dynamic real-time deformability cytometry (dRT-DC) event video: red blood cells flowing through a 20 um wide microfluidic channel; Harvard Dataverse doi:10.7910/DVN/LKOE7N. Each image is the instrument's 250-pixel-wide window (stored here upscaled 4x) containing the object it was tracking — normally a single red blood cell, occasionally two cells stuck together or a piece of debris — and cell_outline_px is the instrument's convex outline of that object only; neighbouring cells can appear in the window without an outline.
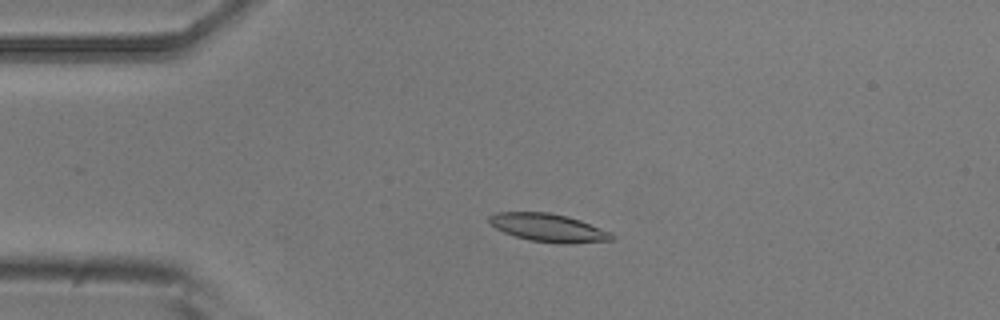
{"species": "common noctule bat (a hibernating species)", "species_latin": "Nyctalus noctula", "temperature_condition": "room temperature", "stored_images_in_passage": 4, "camera_frame_rate_fps": 3000, "um_per_image_px": 0.085, "animal": {"sex": "male", "body_mass_g": 20.5, "forearm_length_mm": 52.5}, "frame": {"image": 1, "passage_image": 3, "time_ms": 2.333, "image_size_px": [1000, 320], "cell_outline_px": [[616, 240], [568, 244], [560, 244], [528, 240], [504, 232], [496, 228], [488, 220], [488, 216], [496, 212], [548, 212], [568, 216], [580, 220], [612, 232], [616, 236]], "centroid_in_image_um": [46.67, 19.36], "position_along_channel_um": 38.3, "area_um2": 20.29}}